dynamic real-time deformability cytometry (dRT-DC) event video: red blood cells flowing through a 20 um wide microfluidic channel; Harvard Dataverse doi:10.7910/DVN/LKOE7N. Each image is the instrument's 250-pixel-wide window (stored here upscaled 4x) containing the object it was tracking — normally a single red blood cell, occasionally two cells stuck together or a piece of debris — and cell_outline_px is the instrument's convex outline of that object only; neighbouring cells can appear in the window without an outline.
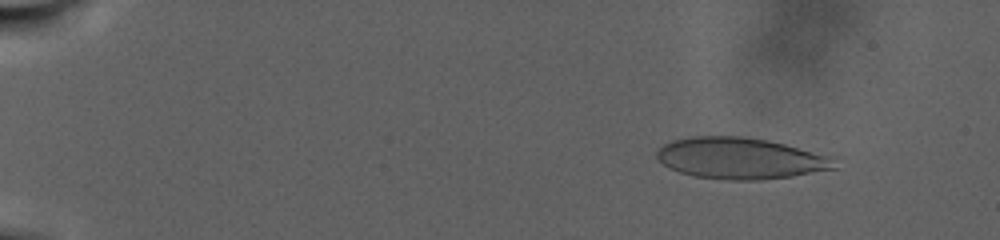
{"species": "human", "species_latin": "Homo sapiens", "temperature_condition": "warm", "stored_images_in_passage": 65, "camera_frame_rate_fps": 3000, "um_per_image_px": 0.085, "donor": {"sex": "male"}, "frame": {"image": 1, "passage_image": 6, "time_ms": 3.333, "image_size_px": [1000, 240], "cell_outline_px": [[836, 168], [792, 176], [760, 180], [728, 180], [692, 176], [668, 168], [656, 156], [656, 152], [664, 144], [672, 140], [692, 136], [740, 136], [768, 140], [836, 156]], "centroid_in_image_um": [62.97, 13.45], "position_along_channel_um": 22.0, "area_um2": 43.12}}
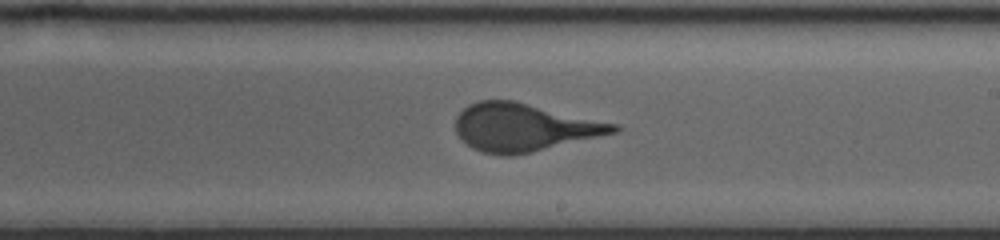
{"frame": {"image": 2, "passage_image": 31, "time_ms": 19.333, "image_size_px": [1000, 240], "cell_outline_px": [[624, 128], [616, 132], [532, 152], [512, 156], [504, 156], [484, 152], [472, 148], [456, 132], [456, 116], [468, 104], [480, 100], [512, 100], [620, 124]], "centroid_in_image_um": [44.56, 10.82], "position_along_channel_um": 244.4, "area_um2": 43.87}}
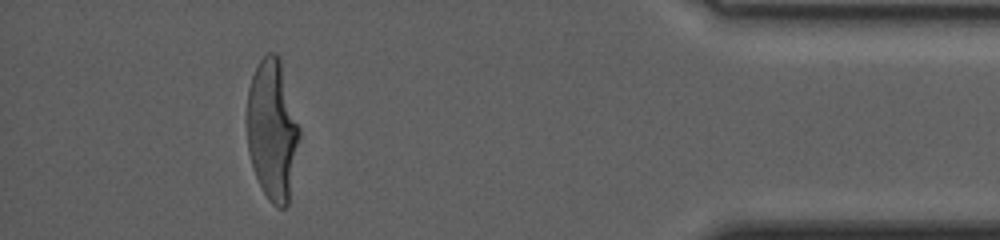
{"frame": {"image": 3, "passage_image": 58, "time_ms": 28.667, "image_size_px": [1000, 240], "cell_outline_px": [[300, 136], [288, 204], [284, 208], [276, 208], [268, 200], [252, 168], [248, 152], [244, 120], [248, 88], [252, 76], [260, 60], [268, 52], [276, 52], [280, 56], [300, 128]], "centroid_in_image_um": [23.12, 11.02], "position_along_channel_um": 412.1, "area_um2": 43.93}}